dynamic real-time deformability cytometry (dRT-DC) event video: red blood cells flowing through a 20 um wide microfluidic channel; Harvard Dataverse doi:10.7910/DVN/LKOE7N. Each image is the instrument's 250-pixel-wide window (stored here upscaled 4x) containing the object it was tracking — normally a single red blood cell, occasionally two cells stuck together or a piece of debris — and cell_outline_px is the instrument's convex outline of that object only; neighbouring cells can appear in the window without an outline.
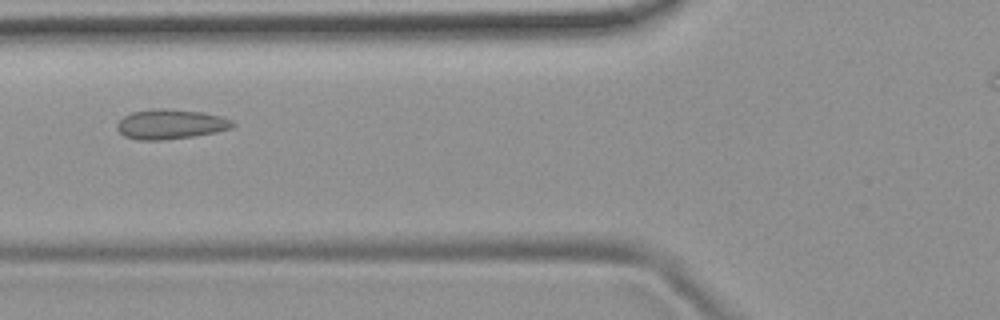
{"species": "common noctule bat (a hibernating species)", "species_latin": "Nyctalus noctula", "temperature_condition": "room temperature", "stored_images_in_passage": 5, "camera_frame_rate_fps": 3000, "um_per_image_px": 0.085, "animal": {"sex": "female", "body_mass_g": 19.9}, "frame": {"image": 1, "passage_image": 2, "time_ms": 1.333, "image_size_px": [1000, 320], "cell_outline_px": [[236, 124], [232, 128], [216, 132], [192, 136], [160, 140], [140, 140], [124, 136], [116, 128], [116, 124], [124, 116], [132, 112], [156, 108], [164, 108], [204, 112], [220, 116], [232, 120]], "centroid_in_image_um": [14.5, 10.55], "position_along_channel_um": 111.3, "area_um2": 20.06}}
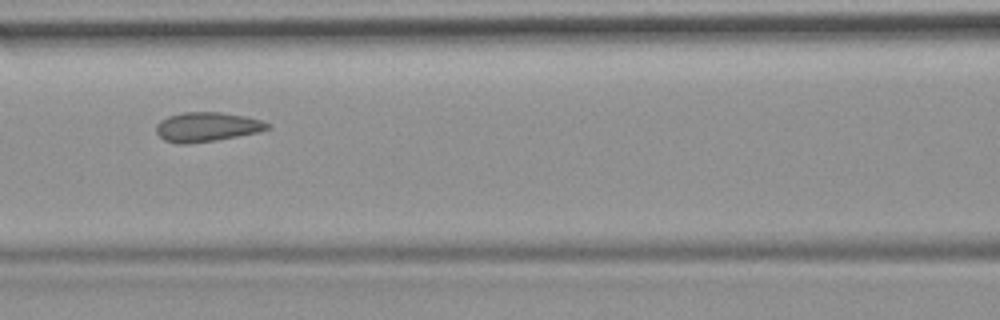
{"frame": {"image": 2, "passage_image": 3, "time_ms": 2.333, "image_size_px": [1000, 320], "cell_outline_px": [[272, 128], [256, 132], [216, 140], [184, 144], [176, 144], [164, 140], [156, 132], [156, 124], [160, 120], [168, 116], [184, 112], [220, 112], [244, 116], [260, 120], [272, 124]], "centroid_in_image_um": [17.57, 10.78], "position_along_channel_um": 149.0, "area_um2": 19.02}}
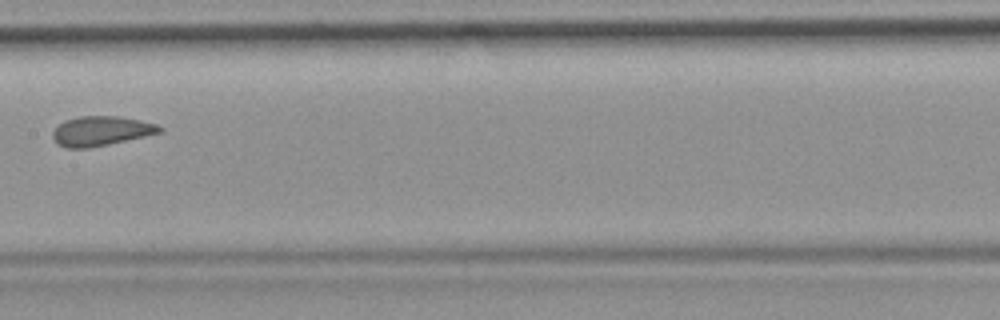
{"frame": {"image": 3, "passage_image": 4, "time_ms": 3.667, "image_size_px": [1000, 320], "cell_outline_px": [[164, 128], [160, 132], [144, 136], [108, 144], [88, 148], [68, 148], [56, 144], [52, 136], [52, 132], [64, 120], [80, 116], [120, 116], [140, 120], [156, 124]], "centroid_in_image_um": [8.56, 11.13], "position_along_channel_um": 198.8, "area_um2": 18.32}}